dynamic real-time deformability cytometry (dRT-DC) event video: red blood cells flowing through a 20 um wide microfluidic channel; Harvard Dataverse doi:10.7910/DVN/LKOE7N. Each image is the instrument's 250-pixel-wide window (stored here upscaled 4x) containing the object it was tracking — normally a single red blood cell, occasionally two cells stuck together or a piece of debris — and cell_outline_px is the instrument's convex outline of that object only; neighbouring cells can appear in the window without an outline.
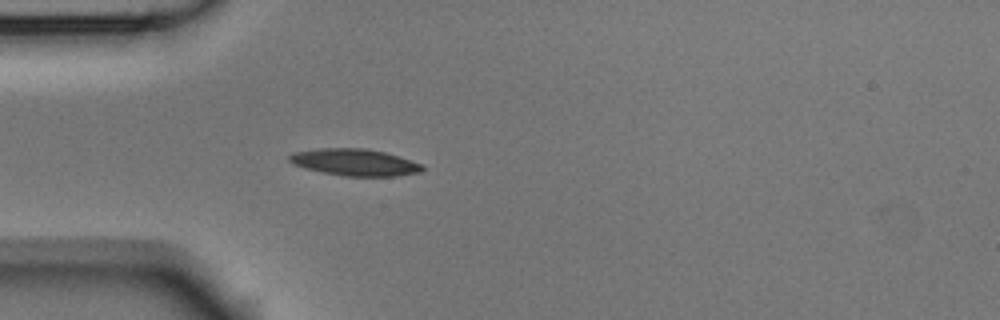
{"species": "Egyptian fruit bat (a non-hibernating species)", "species_latin": "Rousettus aegyptiacus", "temperature_condition": "room temperature", "stored_images_in_passage": 3, "camera_frame_rate_fps": 3000, "um_per_image_px": 0.085, "animal": {"sex": "male"}, "frame": {"image": 1, "passage_image": 3, "time_ms": 0.667, "image_size_px": [1000, 320], "cell_outline_px": [[424, 168], [420, 172], [392, 176], [344, 176], [320, 172], [304, 168], [292, 164], [288, 160], [288, 156], [296, 152], [320, 148], [364, 148], [384, 152], [424, 164]], "centroid_in_image_um": [30.13, 13.8], "position_along_channel_um": 54.9, "area_um2": 20.75}}